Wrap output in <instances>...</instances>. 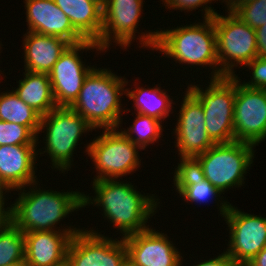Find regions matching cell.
Returning <instances> with one entry per match:
<instances>
[{
	"label": "cell",
	"mask_w": 266,
	"mask_h": 266,
	"mask_svg": "<svg viewBox=\"0 0 266 266\" xmlns=\"http://www.w3.org/2000/svg\"><path fill=\"white\" fill-rule=\"evenodd\" d=\"M95 197L83 194V207L96 205L102 207L103 214L125 238L127 236L145 231L150 216L155 215L160 202L154 195H142L128 182L116 179L93 181Z\"/></svg>",
	"instance_id": "cell-1"
},
{
	"label": "cell",
	"mask_w": 266,
	"mask_h": 266,
	"mask_svg": "<svg viewBox=\"0 0 266 266\" xmlns=\"http://www.w3.org/2000/svg\"><path fill=\"white\" fill-rule=\"evenodd\" d=\"M140 44L143 48L159 50L176 63L198 66H212L211 79L219 78L216 32L213 18L203 23L190 24L167 30L141 33ZM164 52V53H163Z\"/></svg>",
	"instance_id": "cell-2"
},
{
	"label": "cell",
	"mask_w": 266,
	"mask_h": 266,
	"mask_svg": "<svg viewBox=\"0 0 266 266\" xmlns=\"http://www.w3.org/2000/svg\"><path fill=\"white\" fill-rule=\"evenodd\" d=\"M37 182L30 191L18 189L21 194L10 205L11 221L23 232L56 230L58 224L69 213L83 208V193L41 190ZM35 188V189H34ZM25 191V192H24Z\"/></svg>",
	"instance_id": "cell-3"
},
{
	"label": "cell",
	"mask_w": 266,
	"mask_h": 266,
	"mask_svg": "<svg viewBox=\"0 0 266 266\" xmlns=\"http://www.w3.org/2000/svg\"><path fill=\"white\" fill-rule=\"evenodd\" d=\"M127 84L125 78L111 70L96 67L85 78L78 98L70 107L94 129L118 130L124 112L120 97L126 93L124 86Z\"/></svg>",
	"instance_id": "cell-4"
},
{
	"label": "cell",
	"mask_w": 266,
	"mask_h": 266,
	"mask_svg": "<svg viewBox=\"0 0 266 266\" xmlns=\"http://www.w3.org/2000/svg\"><path fill=\"white\" fill-rule=\"evenodd\" d=\"M254 147L239 141L214 144L188 164L223 193L228 188L243 186L246 170L253 163Z\"/></svg>",
	"instance_id": "cell-5"
},
{
	"label": "cell",
	"mask_w": 266,
	"mask_h": 266,
	"mask_svg": "<svg viewBox=\"0 0 266 266\" xmlns=\"http://www.w3.org/2000/svg\"><path fill=\"white\" fill-rule=\"evenodd\" d=\"M187 87L202 104L210 139L215 144L234 142L236 77L210 79V84L205 90L195 84H189Z\"/></svg>",
	"instance_id": "cell-6"
},
{
	"label": "cell",
	"mask_w": 266,
	"mask_h": 266,
	"mask_svg": "<svg viewBox=\"0 0 266 266\" xmlns=\"http://www.w3.org/2000/svg\"><path fill=\"white\" fill-rule=\"evenodd\" d=\"M45 129L46 147L40 154L47 152L54 169L63 173L71 168L73 152L82 133L94 128L71 107L57 106L41 116L39 134Z\"/></svg>",
	"instance_id": "cell-7"
},
{
	"label": "cell",
	"mask_w": 266,
	"mask_h": 266,
	"mask_svg": "<svg viewBox=\"0 0 266 266\" xmlns=\"http://www.w3.org/2000/svg\"><path fill=\"white\" fill-rule=\"evenodd\" d=\"M213 21L216 32L219 78L236 76L233 67L238 64L246 67L257 57L256 30L244 23L233 12H228L226 16L217 13Z\"/></svg>",
	"instance_id": "cell-8"
},
{
	"label": "cell",
	"mask_w": 266,
	"mask_h": 266,
	"mask_svg": "<svg viewBox=\"0 0 266 266\" xmlns=\"http://www.w3.org/2000/svg\"><path fill=\"white\" fill-rule=\"evenodd\" d=\"M100 136L90 142L86 152L95 163L98 173L93 181L118 179L140 167L138 149L123 133L116 129H103Z\"/></svg>",
	"instance_id": "cell-9"
},
{
	"label": "cell",
	"mask_w": 266,
	"mask_h": 266,
	"mask_svg": "<svg viewBox=\"0 0 266 266\" xmlns=\"http://www.w3.org/2000/svg\"><path fill=\"white\" fill-rule=\"evenodd\" d=\"M222 202L220 214L225 218L230 233L225 253L239 266H245L266 247V217L242 212L229 202Z\"/></svg>",
	"instance_id": "cell-10"
},
{
	"label": "cell",
	"mask_w": 266,
	"mask_h": 266,
	"mask_svg": "<svg viewBox=\"0 0 266 266\" xmlns=\"http://www.w3.org/2000/svg\"><path fill=\"white\" fill-rule=\"evenodd\" d=\"M90 48L103 52L96 42L85 40L78 44H71L54 64L49 78L57 106L70 107L78 98L85 78L95 68L85 67L79 52L91 50Z\"/></svg>",
	"instance_id": "cell-11"
},
{
	"label": "cell",
	"mask_w": 266,
	"mask_h": 266,
	"mask_svg": "<svg viewBox=\"0 0 266 266\" xmlns=\"http://www.w3.org/2000/svg\"><path fill=\"white\" fill-rule=\"evenodd\" d=\"M84 230L70 240L66 259L69 266H122L128 259L123 238L114 240L93 228Z\"/></svg>",
	"instance_id": "cell-12"
},
{
	"label": "cell",
	"mask_w": 266,
	"mask_h": 266,
	"mask_svg": "<svg viewBox=\"0 0 266 266\" xmlns=\"http://www.w3.org/2000/svg\"><path fill=\"white\" fill-rule=\"evenodd\" d=\"M235 77V141L256 146L266 138V89L246 87Z\"/></svg>",
	"instance_id": "cell-13"
},
{
	"label": "cell",
	"mask_w": 266,
	"mask_h": 266,
	"mask_svg": "<svg viewBox=\"0 0 266 266\" xmlns=\"http://www.w3.org/2000/svg\"><path fill=\"white\" fill-rule=\"evenodd\" d=\"M184 96L174 129L180 164L190 163L215 144L207 134L201 102L188 89Z\"/></svg>",
	"instance_id": "cell-14"
},
{
	"label": "cell",
	"mask_w": 266,
	"mask_h": 266,
	"mask_svg": "<svg viewBox=\"0 0 266 266\" xmlns=\"http://www.w3.org/2000/svg\"><path fill=\"white\" fill-rule=\"evenodd\" d=\"M142 7L143 0H109L103 8L102 31L96 44L103 51L112 40L122 48L129 47L136 37Z\"/></svg>",
	"instance_id": "cell-15"
},
{
	"label": "cell",
	"mask_w": 266,
	"mask_h": 266,
	"mask_svg": "<svg viewBox=\"0 0 266 266\" xmlns=\"http://www.w3.org/2000/svg\"><path fill=\"white\" fill-rule=\"evenodd\" d=\"M166 235L148 228L123 238L128 260L136 266H181L183 257Z\"/></svg>",
	"instance_id": "cell-16"
},
{
	"label": "cell",
	"mask_w": 266,
	"mask_h": 266,
	"mask_svg": "<svg viewBox=\"0 0 266 266\" xmlns=\"http://www.w3.org/2000/svg\"><path fill=\"white\" fill-rule=\"evenodd\" d=\"M81 230L68 227L63 230L24 233L26 264L28 266H58L66 262L70 240Z\"/></svg>",
	"instance_id": "cell-17"
},
{
	"label": "cell",
	"mask_w": 266,
	"mask_h": 266,
	"mask_svg": "<svg viewBox=\"0 0 266 266\" xmlns=\"http://www.w3.org/2000/svg\"><path fill=\"white\" fill-rule=\"evenodd\" d=\"M24 3L28 32L58 36L71 44L85 41L53 0H25Z\"/></svg>",
	"instance_id": "cell-18"
},
{
	"label": "cell",
	"mask_w": 266,
	"mask_h": 266,
	"mask_svg": "<svg viewBox=\"0 0 266 266\" xmlns=\"http://www.w3.org/2000/svg\"><path fill=\"white\" fill-rule=\"evenodd\" d=\"M37 144L0 146V181L10 191L20 189L36 181L35 163ZM27 185V186H26Z\"/></svg>",
	"instance_id": "cell-19"
},
{
	"label": "cell",
	"mask_w": 266,
	"mask_h": 266,
	"mask_svg": "<svg viewBox=\"0 0 266 266\" xmlns=\"http://www.w3.org/2000/svg\"><path fill=\"white\" fill-rule=\"evenodd\" d=\"M24 46V70L49 74L59 57L71 45L67 40L50 35H42L35 32L25 33Z\"/></svg>",
	"instance_id": "cell-20"
},
{
	"label": "cell",
	"mask_w": 266,
	"mask_h": 266,
	"mask_svg": "<svg viewBox=\"0 0 266 266\" xmlns=\"http://www.w3.org/2000/svg\"><path fill=\"white\" fill-rule=\"evenodd\" d=\"M85 39L97 42L103 25V8L92 0H53Z\"/></svg>",
	"instance_id": "cell-21"
},
{
	"label": "cell",
	"mask_w": 266,
	"mask_h": 266,
	"mask_svg": "<svg viewBox=\"0 0 266 266\" xmlns=\"http://www.w3.org/2000/svg\"><path fill=\"white\" fill-rule=\"evenodd\" d=\"M24 79L19 80L14 93L41 116L57 107L49 74L25 70Z\"/></svg>",
	"instance_id": "cell-22"
},
{
	"label": "cell",
	"mask_w": 266,
	"mask_h": 266,
	"mask_svg": "<svg viewBox=\"0 0 266 266\" xmlns=\"http://www.w3.org/2000/svg\"><path fill=\"white\" fill-rule=\"evenodd\" d=\"M174 186L184 201L206 203L210 199H218L221 192L209 181L197 173L189 164H178L174 172ZM218 197V198H217Z\"/></svg>",
	"instance_id": "cell-23"
},
{
	"label": "cell",
	"mask_w": 266,
	"mask_h": 266,
	"mask_svg": "<svg viewBox=\"0 0 266 266\" xmlns=\"http://www.w3.org/2000/svg\"><path fill=\"white\" fill-rule=\"evenodd\" d=\"M125 94L129 99L133 100L134 108L138 114L152 116L160 121L168 116L171 112V104L173 103L170 95L166 94L160 86L153 88L138 87L134 90H125ZM171 99V100H170Z\"/></svg>",
	"instance_id": "cell-24"
},
{
	"label": "cell",
	"mask_w": 266,
	"mask_h": 266,
	"mask_svg": "<svg viewBox=\"0 0 266 266\" xmlns=\"http://www.w3.org/2000/svg\"><path fill=\"white\" fill-rule=\"evenodd\" d=\"M0 120L26 126L37 138L41 115L24 103L14 91L0 94Z\"/></svg>",
	"instance_id": "cell-25"
},
{
	"label": "cell",
	"mask_w": 266,
	"mask_h": 266,
	"mask_svg": "<svg viewBox=\"0 0 266 266\" xmlns=\"http://www.w3.org/2000/svg\"><path fill=\"white\" fill-rule=\"evenodd\" d=\"M24 233L12 222L0 228V266L24 261Z\"/></svg>",
	"instance_id": "cell-26"
},
{
	"label": "cell",
	"mask_w": 266,
	"mask_h": 266,
	"mask_svg": "<svg viewBox=\"0 0 266 266\" xmlns=\"http://www.w3.org/2000/svg\"><path fill=\"white\" fill-rule=\"evenodd\" d=\"M161 124L162 121L155 117L136 113L133 125L127 131L125 129L120 132L133 144L144 150L146 146L153 144L154 141L156 142L161 137L160 135H162L161 132L163 130ZM133 134H136V136L133 137Z\"/></svg>",
	"instance_id": "cell-27"
},
{
	"label": "cell",
	"mask_w": 266,
	"mask_h": 266,
	"mask_svg": "<svg viewBox=\"0 0 266 266\" xmlns=\"http://www.w3.org/2000/svg\"><path fill=\"white\" fill-rule=\"evenodd\" d=\"M38 138L26 127L0 120V146L37 144Z\"/></svg>",
	"instance_id": "cell-28"
},
{
	"label": "cell",
	"mask_w": 266,
	"mask_h": 266,
	"mask_svg": "<svg viewBox=\"0 0 266 266\" xmlns=\"http://www.w3.org/2000/svg\"><path fill=\"white\" fill-rule=\"evenodd\" d=\"M233 13L251 28L266 23V0H253L236 8Z\"/></svg>",
	"instance_id": "cell-29"
},
{
	"label": "cell",
	"mask_w": 266,
	"mask_h": 266,
	"mask_svg": "<svg viewBox=\"0 0 266 266\" xmlns=\"http://www.w3.org/2000/svg\"><path fill=\"white\" fill-rule=\"evenodd\" d=\"M246 66L251 69L253 77L242 84L253 89H266V57H256Z\"/></svg>",
	"instance_id": "cell-30"
},
{
	"label": "cell",
	"mask_w": 266,
	"mask_h": 266,
	"mask_svg": "<svg viewBox=\"0 0 266 266\" xmlns=\"http://www.w3.org/2000/svg\"><path fill=\"white\" fill-rule=\"evenodd\" d=\"M164 2V5L168 7V9H175V10H187V11H192L196 10L198 7H202L203 5L206 4V7L203 6L205 14L204 19L206 18H213L217 12L212 9V7L208 6L207 3H211L212 1L215 0H162ZM211 1V2H210ZM218 1V0H216Z\"/></svg>",
	"instance_id": "cell-31"
},
{
	"label": "cell",
	"mask_w": 266,
	"mask_h": 266,
	"mask_svg": "<svg viewBox=\"0 0 266 266\" xmlns=\"http://www.w3.org/2000/svg\"><path fill=\"white\" fill-rule=\"evenodd\" d=\"M193 266H239L229 255H227L225 252L222 254H219V256L206 260L204 262H200L197 265Z\"/></svg>",
	"instance_id": "cell-32"
},
{
	"label": "cell",
	"mask_w": 266,
	"mask_h": 266,
	"mask_svg": "<svg viewBox=\"0 0 266 266\" xmlns=\"http://www.w3.org/2000/svg\"><path fill=\"white\" fill-rule=\"evenodd\" d=\"M256 30L257 57H266V23Z\"/></svg>",
	"instance_id": "cell-33"
},
{
	"label": "cell",
	"mask_w": 266,
	"mask_h": 266,
	"mask_svg": "<svg viewBox=\"0 0 266 266\" xmlns=\"http://www.w3.org/2000/svg\"><path fill=\"white\" fill-rule=\"evenodd\" d=\"M4 194H0V228L11 221V207L5 209Z\"/></svg>",
	"instance_id": "cell-34"
},
{
	"label": "cell",
	"mask_w": 266,
	"mask_h": 266,
	"mask_svg": "<svg viewBox=\"0 0 266 266\" xmlns=\"http://www.w3.org/2000/svg\"><path fill=\"white\" fill-rule=\"evenodd\" d=\"M245 266H266V247H264L248 264Z\"/></svg>",
	"instance_id": "cell-35"
},
{
	"label": "cell",
	"mask_w": 266,
	"mask_h": 266,
	"mask_svg": "<svg viewBox=\"0 0 266 266\" xmlns=\"http://www.w3.org/2000/svg\"><path fill=\"white\" fill-rule=\"evenodd\" d=\"M227 3V8L229 12H233L239 6L251 2L253 0H223V2Z\"/></svg>",
	"instance_id": "cell-36"
},
{
	"label": "cell",
	"mask_w": 266,
	"mask_h": 266,
	"mask_svg": "<svg viewBox=\"0 0 266 266\" xmlns=\"http://www.w3.org/2000/svg\"><path fill=\"white\" fill-rule=\"evenodd\" d=\"M92 1L97 3L100 7L104 8L107 5L109 0H92Z\"/></svg>",
	"instance_id": "cell-37"
},
{
	"label": "cell",
	"mask_w": 266,
	"mask_h": 266,
	"mask_svg": "<svg viewBox=\"0 0 266 266\" xmlns=\"http://www.w3.org/2000/svg\"><path fill=\"white\" fill-rule=\"evenodd\" d=\"M6 266H28V265L26 264V262L24 260V261L14 262V263L8 264Z\"/></svg>",
	"instance_id": "cell-38"
},
{
	"label": "cell",
	"mask_w": 266,
	"mask_h": 266,
	"mask_svg": "<svg viewBox=\"0 0 266 266\" xmlns=\"http://www.w3.org/2000/svg\"><path fill=\"white\" fill-rule=\"evenodd\" d=\"M6 190V192H10L8 191V189L4 186V184L0 181V194H5L4 191Z\"/></svg>",
	"instance_id": "cell-39"
},
{
	"label": "cell",
	"mask_w": 266,
	"mask_h": 266,
	"mask_svg": "<svg viewBox=\"0 0 266 266\" xmlns=\"http://www.w3.org/2000/svg\"><path fill=\"white\" fill-rule=\"evenodd\" d=\"M122 266H136V265H134L130 260H126L123 264H122Z\"/></svg>",
	"instance_id": "cell-40"
},
{
	"label": "cell",
	"mask_w": 266,
	"mask_h": 266,
	"mask_svg": "<svg viewBox=\"0 0 266 266\" xmlns=\"http://www.w3.org/2000/svg\"><path fill=\"white\" fill-rule=\"evenodd\" d=\"M58 266H69V265H68V263H67V261H66V262H64V263H62V264H60V265H58Z\"/></svg>",
	"instance_id": "cell-41"
}]
</instances>
